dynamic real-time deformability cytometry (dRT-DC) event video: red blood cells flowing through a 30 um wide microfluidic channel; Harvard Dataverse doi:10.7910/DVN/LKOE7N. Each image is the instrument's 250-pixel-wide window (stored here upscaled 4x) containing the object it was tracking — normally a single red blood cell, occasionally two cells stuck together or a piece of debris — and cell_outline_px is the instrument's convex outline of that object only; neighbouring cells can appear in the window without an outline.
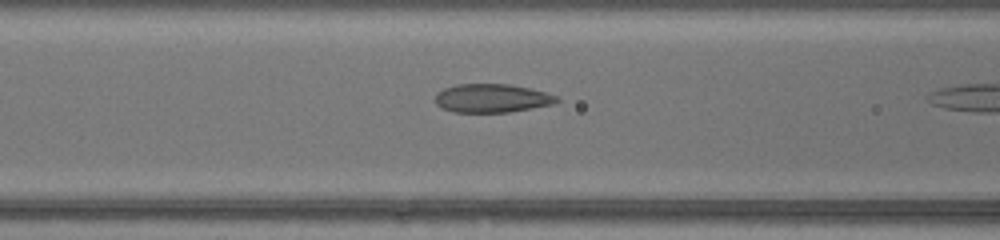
{"species": "common noctule bat (a hibernating species)", "species_latin": "Nyctalus noctula", "temperature_condition": "warm", "stored_images_in_passage": 8, "camera_frame_rate_fps": 3000, "um_per_image_px": 0.085, "animal": {"sex": "female", "body_mass_g": 17.0, "forearm_length_mm": 48.0}, "frame": {"image": 1, "passage_image": 7, "time_ms": 2.0, "image_size_px": [1000, 240], "cell_outline_px": [[560, 100], [552, 104], [532, 108], [508, 112], [452, 112], [436, 104], [436, 96], [444, 88], [456, 84], [508, 84], [528, 88], [544, 92], [556, 96]], "centroid_in_image_um": [41.8, 8.35], "position_along_channel_um": 124.8, "area_um2": 19.94}}